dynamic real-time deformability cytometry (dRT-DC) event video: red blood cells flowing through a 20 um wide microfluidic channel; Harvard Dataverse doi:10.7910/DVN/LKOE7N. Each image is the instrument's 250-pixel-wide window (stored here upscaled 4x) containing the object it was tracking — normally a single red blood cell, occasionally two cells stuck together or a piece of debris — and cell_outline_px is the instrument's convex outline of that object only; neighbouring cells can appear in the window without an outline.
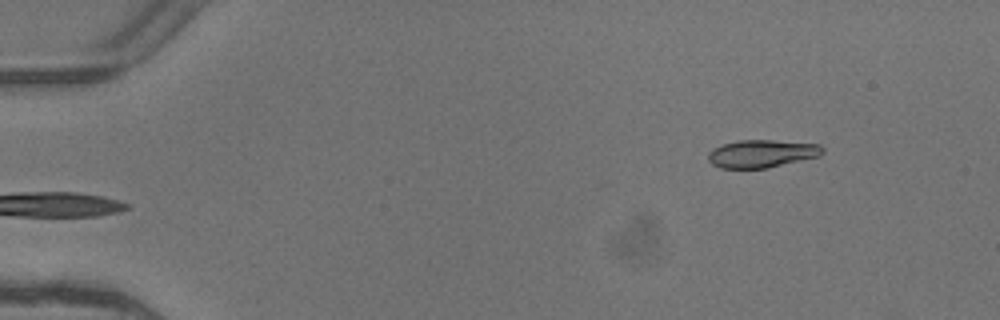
{"species": "common noctule bat (a hibernating species)", "species_latin": "Nyctalus noctula", "temperature_condition": "warm", "stored_images_in_passage": 5, "camera_frame_rate_fps": 3000, "um_per_image_px": 0.085, "animal": {"sex": "female"}, "frame": {"image": 1, "passage_image": 5, "time_ms": 1.333, "image_size_px": [1000, 320], "cell_outline_px": [[824, 152], [820, 156], [768, 168], [720, 168], [712, 164], [708, 160], [708, 152], [712, 148], [724, 144], [740, 140], [772, 140], [820, 144], [824, 148]], "centroid_in_image_um": [64.76, 13.06], "position_along_channel_um": 20.2, "area_um2": 18.61}}